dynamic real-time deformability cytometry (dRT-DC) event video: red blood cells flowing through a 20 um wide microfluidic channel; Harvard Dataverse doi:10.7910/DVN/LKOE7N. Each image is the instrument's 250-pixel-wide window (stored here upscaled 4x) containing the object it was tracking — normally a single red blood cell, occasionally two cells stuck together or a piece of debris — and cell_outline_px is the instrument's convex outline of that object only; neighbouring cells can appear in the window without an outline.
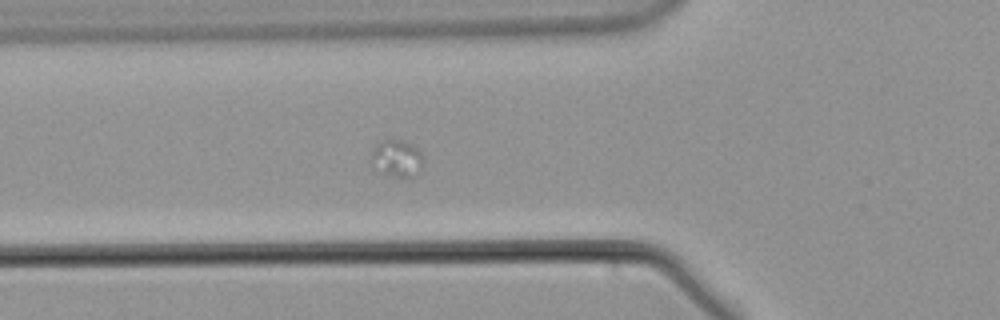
{"species": "common noctule bat (a hibernating species)", "species_latin": "Nyctalus noctula", "temperature_condition": "warm", "stored_images_in_passage": 10, "camera_frame_rate_fps": 3000, "um_per_image_px": 0.085, "animal": {"sex": "male", "body_mass_g": 21.5, "forearm_length_mm": 52.0}, "frame": {"image": 1, "passage_image": 2, "time_ms": 0.333, "image_size_px": [1000, 320], "cell_outline_px": [[420, 172], [416, 176], [408, 180], [392, 176], [380, 172], [372, 152], [384, 140], [400, 140], [416, 148], [420, 152]], "centroid_in_image_um": [33.81, 13.54], "position_along_channel_um": 92.0, "area_um2": 10.52}}
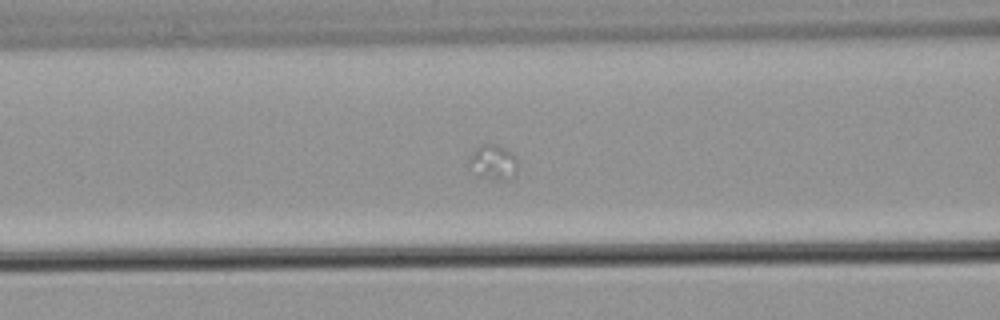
{"frame": {"image": 2, "passage_image": 5, "time_ms": 1.333, "image_size_px": [1000, 320], "cell_outline_px": [[516, 176], [508, 180], [492, 180], [472, 176], [468, 168], [468, 160], [476, 148], [484, 144], [496, 144], [512, 152], [516, 156]], "centroid_in_image_um": [41.88, 13.85], "position_along_channel_um": 124.7, "area_um2": 10.4}}